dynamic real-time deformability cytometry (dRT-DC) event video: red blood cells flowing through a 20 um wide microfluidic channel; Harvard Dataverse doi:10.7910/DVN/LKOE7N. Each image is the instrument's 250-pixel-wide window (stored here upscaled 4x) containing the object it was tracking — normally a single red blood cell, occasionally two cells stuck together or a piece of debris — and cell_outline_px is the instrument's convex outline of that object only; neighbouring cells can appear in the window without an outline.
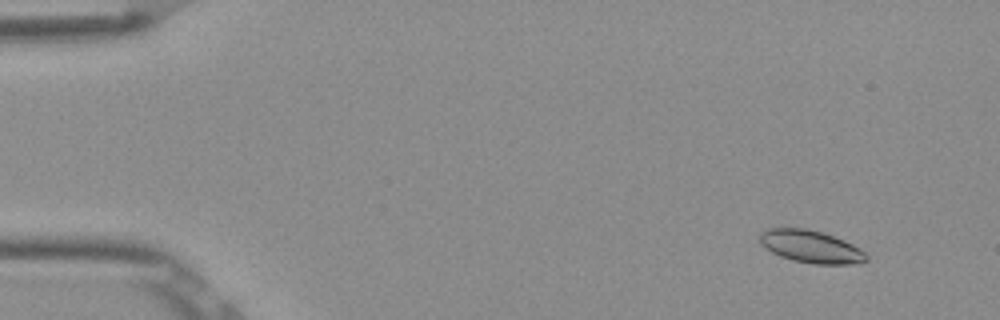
{"species": "Egyptian fruit bat (a non-hibernating species)", "species_latin": "Rousettus aegyptiacus", "temperature_condition": "room temperature", "stored_images_in_passage": 53, "camera_frame_rate_fps": 3000, "um_per_image_px": 0.085, "frame": {"image": 1, "passage_image": 5, "time_ms": 1.333, "image_size_px": [1000, 320], "cell_outline_px": [[868, 260], [860, 264], [812, 264], [792, 260], [780, 256], [772, 252], [760, 240], [760, 232], [768, 228], [804, 228], [820, 232], [844, 240], [860, 248], [868, 256]], "centroid_in_image_um": [68.97, 20.98], "position_along_channel_um": 16.0, "area_um2": 20.06}}
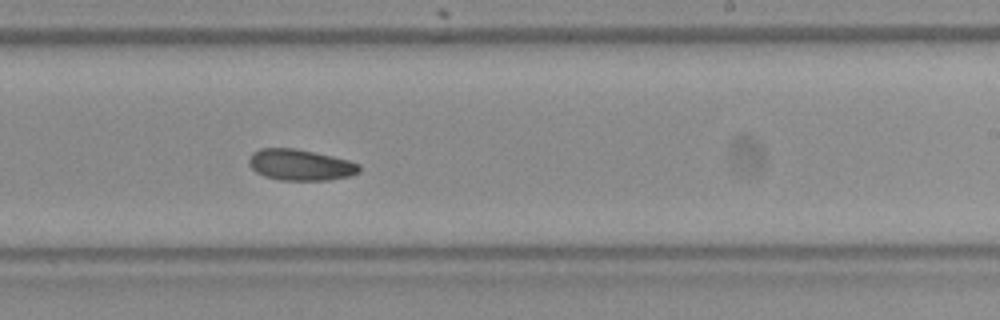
{"frame": {"image": 2, "passage_image": 33, "time_ms": 10.667, "image_size_px": [1000, 320], "cell_outline_px": [[360, 172], [352, 176], [328, 180], [280, 180], [264, 176], [256, 172], [248, 164], [248, 160], [252, 152], [260, 148], [296, 148], [332, 156], [348, 160], [360, 164]], "centroid_in_image_um": [25.53, 14.01], "position_along_channel_um": 263.5, "area_um2": 20.17}}
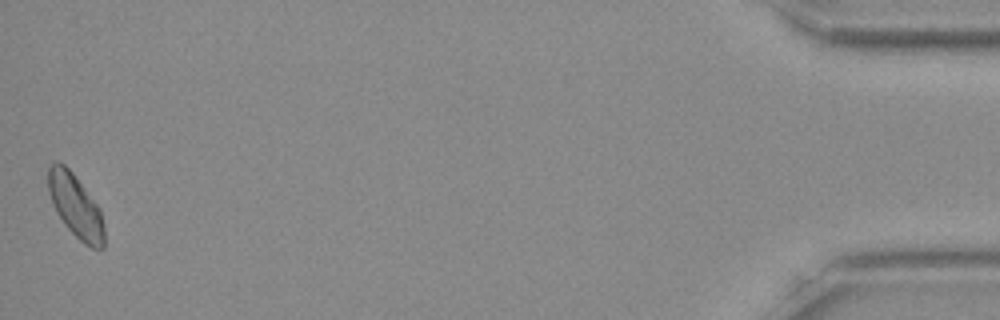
{"frame": {"image": 3, "passage_image": 53, "time_ms": 17.333, "image_size_px": [1000, 320], "cell_outline_px": [[104, 248], [92, 248], [84, 244], [64, 224], [56, 212], [52, 204], [48, 192], [48, 168], [56, 160], [64, 164], [72, 172], [100, 208], [104, 224]], "centroid_in_image_um": [6.42, 17.51], "position_along_channel_um": 428.8, "area_um2": 20.63}}